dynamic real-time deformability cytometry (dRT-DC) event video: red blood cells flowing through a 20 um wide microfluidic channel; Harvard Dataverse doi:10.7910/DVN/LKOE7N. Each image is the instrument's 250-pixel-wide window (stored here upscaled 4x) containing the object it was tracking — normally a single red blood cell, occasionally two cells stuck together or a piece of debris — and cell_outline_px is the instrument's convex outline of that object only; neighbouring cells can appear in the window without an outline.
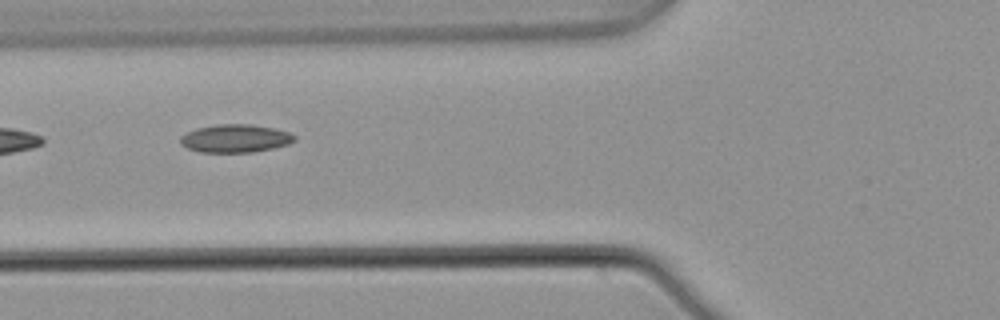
{"species": "common noctule bat (a hibernating species)", "species_latin": "Nyctalus noctula", "temperature_condition": "warm", "stored_images_in_passage": 5, "camera_frame_rate_fps": 3000, "um_per_image_px": 0.085, "animal": {"sex": "male", "body_mass_g": 21.5, "forearm_length_mm": 52.0}, "frame": {"image": 1, "passage_image": 3, "time_ms": 0.667, "image_size_px": [1000, 320], "cell_outline_px": [[296, 140], [288, 144], [272, 148], [252, 152], [200, 152], [188, 148], [180, 144], [180, 136], [196, 128], [216, 124], [252, 124], [276, 128], [288, 132], [296, 136]], "centroid_in_image_um": [20.01, 11.75], "position_along_channel_um": 105.8, "area_um2": 18.73}}
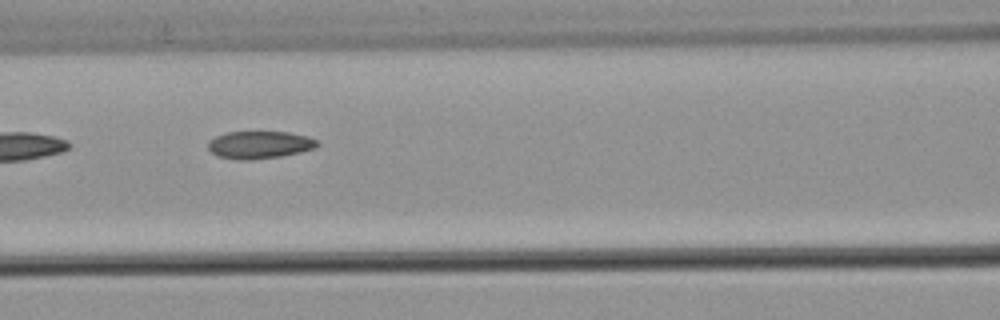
{"frame": {"image": 2, "passage_image": 4, "time_ms": 1.0, "image_size_px": [1000, 320], "cell_outline_px": [[320, 144], [316, 148], [300, 152], [280, 156], [252, 160], [236, 160], [216, 156], [208, 148], [208, 140], [216, 136], [228, 132], [288, 132], [308, 136], [316, 140]], "centroid_in_image_um": [22.05, 12.31], "position_along_channel_um": 144.5, "area_um2": 17.63}}